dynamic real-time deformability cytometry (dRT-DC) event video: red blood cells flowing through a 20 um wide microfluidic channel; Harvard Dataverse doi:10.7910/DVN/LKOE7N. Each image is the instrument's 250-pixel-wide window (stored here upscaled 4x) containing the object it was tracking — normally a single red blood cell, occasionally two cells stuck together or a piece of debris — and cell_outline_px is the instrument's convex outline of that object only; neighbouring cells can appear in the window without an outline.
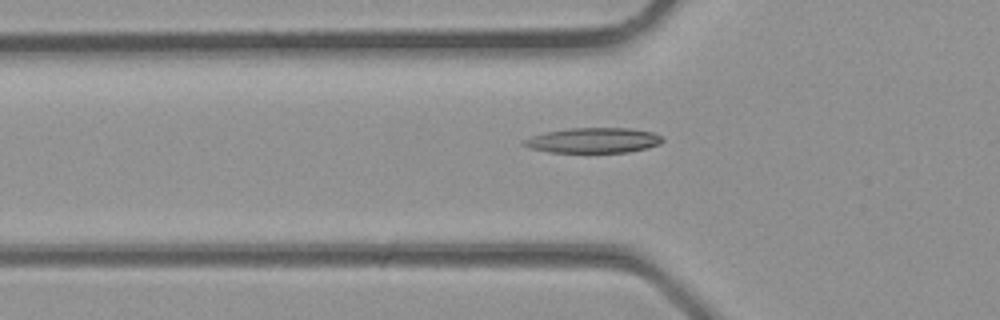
{"species": "common noctule bat (a hibernating species)", "species_latin": "Nyctalus noctula", "temperature_condition": "room temperature", "stored_images_in_passage": 34, "camera_frame_rate_fps": 3000, "um_per_image_px": 0.085, "animal": {"sex": "male", "body_mass_g": 23.1, "forearm_length_mm": 52.7}, "frame": {"image": 1, "passage_image": 11, "time_ms": 3.333, "image_size_px": [1000, 320], "cell_outline_px": [[664, 140], [660, 144], [648, 148], [628, 152], [548, 152], [532, 148], [520, 144], [524, 140], [532, 136], [544, 132], [568, 128], [632, 128], [652, 132], [664, 136]], "centroid_in_image_um": [50.48, 11.92], "position_along_channel_um": 75.3, "area_um2": 20.46}}
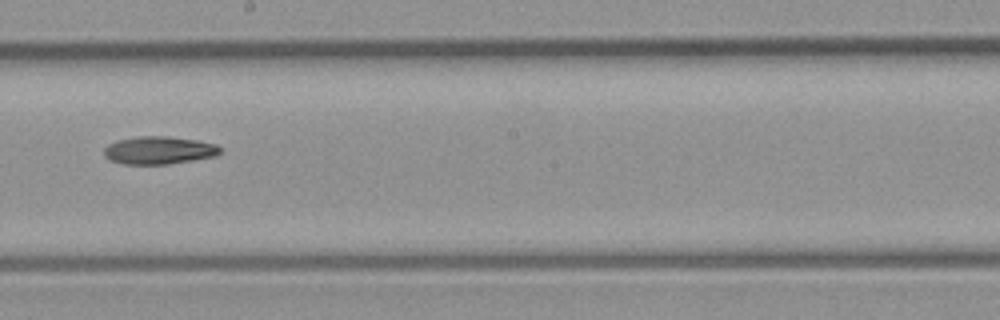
{"frame": {"image": 2, "passage_image": 19, "time_ms": 6.0, "image_size_px": [1000, 320], "cell_outline_px": [[220, 152], [216, 156], [168, 164], [124, 164], [108, 160], [104, 156], [104, 148], [108, 144], [116, 140], [136, 136], [168, 136], [196, 140], [216, 144], [220, 148]], "centroid_in_image_um": [13.46, 12.77], "position_along_channel_um": 234.7, "area_um2": 18.9}}
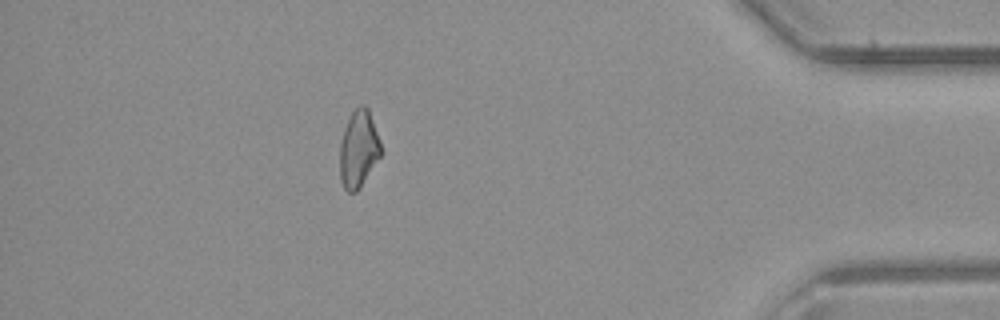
{"frame": {"image": 3, "passage_image": 30, "time_ms": 9.667, "image_size_px": [1000, 320], "cell_outline_px": [[380, 156], [360, 188], [356, 192], [348, 192], [344, 188], [340, 180], [340, 144], [344, 128], [352, 112], [360, 104], [364, 104], [368, 108], [380, 140]], "centroid_in_image_um": [30.46, 12.67], "position_along_channel_um": 404.7, "area_um2": 18.32}}